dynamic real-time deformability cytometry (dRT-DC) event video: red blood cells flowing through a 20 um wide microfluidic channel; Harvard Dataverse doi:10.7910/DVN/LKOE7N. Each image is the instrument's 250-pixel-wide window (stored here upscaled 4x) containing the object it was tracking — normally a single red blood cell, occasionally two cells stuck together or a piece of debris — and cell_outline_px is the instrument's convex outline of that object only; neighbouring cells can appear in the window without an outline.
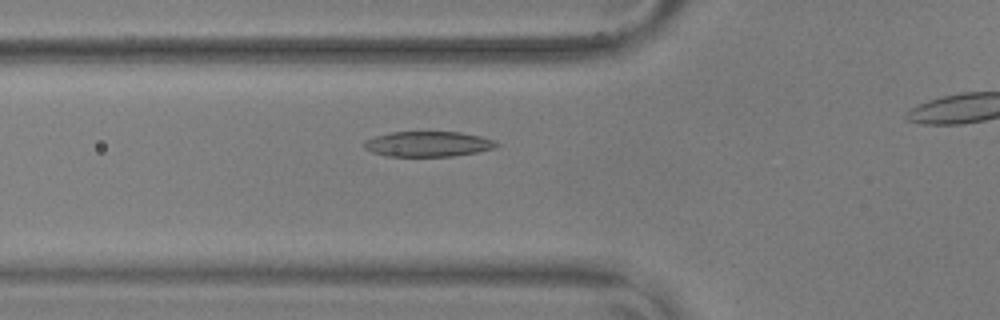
{"species": "common noctule bat (a hibernating species)", "species_latin": "Nyctalus noctula", "temperature_condition": "warm", "stored_images_in_passage": 33, "camera_frame_rate_fps": 3000, "um_per_image_px": 0.085, "animal": {"sex": "male", "body_mass_g": 17.9, "forearm_length_mm": 54.2}, "frame": {"image": 1, "passage_image": 4, "time_ms": 1.0, "image_size_px": [1000, 320], "cell_outline_px": [[500, 144], [496, 148], [476, 152], [452, 156], [388, 156], [372, 152], [364, 148], [364, 140], [376, 136], [392, 132], [460, 132], [480, 136], [492, 140]], "centroid_in_image_um": [36.38, 12.24], "position_along_channel_um": 89.4, "area_um2": 19.36}}
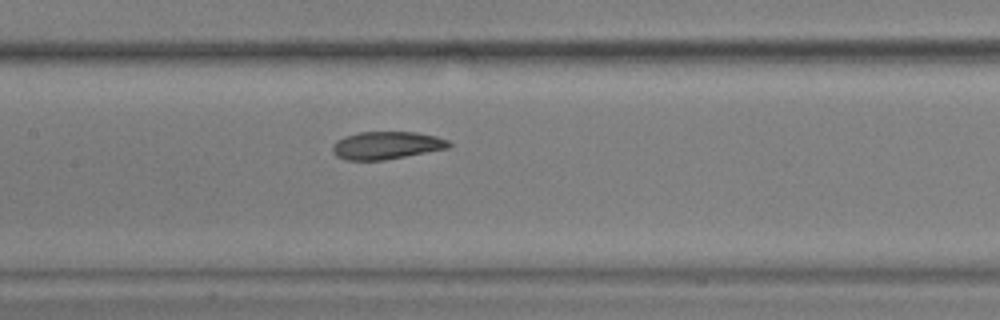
{"frame": {"image": 2, "passage_image": 11, "time_ms": 3.333, "image_size_px": [1000, 320], "cell_outline_px": [[452, 144], [448, 148], [384, 160], [344, 160], [336, 156], [332, 152], [332, 144], [336, 140], [344, 136], [360, 132], [416, 132], [436, 136], [448, 140]], "centroid_in_image_um": [32.81, 12.35], "position_along_channel_um": 174.6, "area_um2": 18.84}}
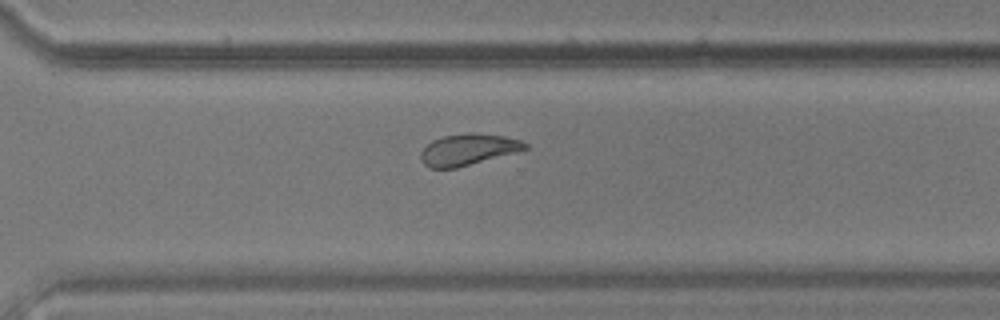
{"frame": {"image": 3, "passage_image": 24, "time_ms": 7.667, "image_size_px": [1000, 320], "cell_outline_px": [[528, 148], [456, 168], [428, 168], [420, 160], [420, 152], [432, 140], [444, 136], [468, 132], [472, 132], [504, 136], [520, 140], [528, 144]], "centroid_in_image_um": [39.73, 12.7], "position_along_channel_um": 330.9, "area_um2": 18.84}, "authors_computed_cell_mechanics": {"area_um2": 19.1896, "velocity_mm_per_s": 3.615, "shape_relaxation_time_tau1_ms": 5.9044, "shape_relaxation_time_tau2_ms": 2.6371, "deformation_change_tau1": 0.1708, "deformation_change_tau2": 0.0979}}